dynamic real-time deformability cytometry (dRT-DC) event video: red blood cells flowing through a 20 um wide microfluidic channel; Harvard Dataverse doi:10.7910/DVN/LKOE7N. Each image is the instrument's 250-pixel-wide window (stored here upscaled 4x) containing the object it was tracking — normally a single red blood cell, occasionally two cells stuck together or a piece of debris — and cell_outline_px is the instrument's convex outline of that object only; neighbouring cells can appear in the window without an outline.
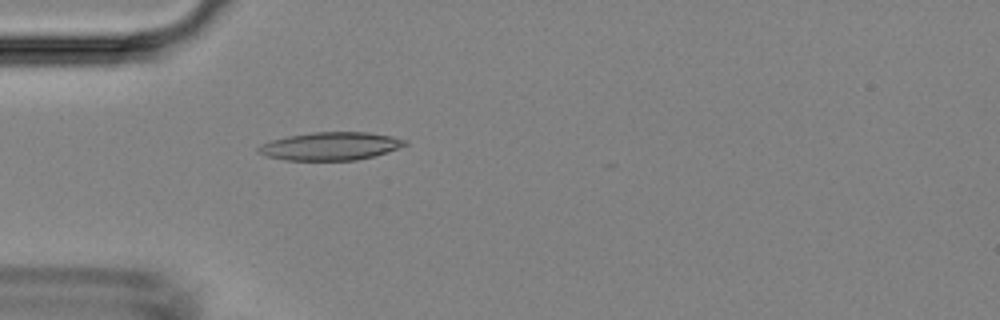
{"species": "Egyptian fruit bat (a non-hibernating species)", "species_latin": "Rousettus aegyptiacus", "temperature_condition": "room temperature", "stored_images_in_passage": 3, "camera_frame_rate_fps": 3000, "um_per_image_px": 0.085, "animal": {"sex": "female"}, "frame": {"image": 1, "passage_image": 3, "time_ms": 2.333, "image_size_px": [1000, 320], "cell_outline_px": [[408, 144], [372, 156], [356, 160], [284, 160], [264, 156], [256, 152], [256, 148], [260, 144], [272, 140], [288, 136], [312, 132], [368, 132], [392, 136], [408, 140]], "centroid_in_image_um": [28.03, 12.42], "position_along_channel_um": 57.0, "area_um2": 23.93}}